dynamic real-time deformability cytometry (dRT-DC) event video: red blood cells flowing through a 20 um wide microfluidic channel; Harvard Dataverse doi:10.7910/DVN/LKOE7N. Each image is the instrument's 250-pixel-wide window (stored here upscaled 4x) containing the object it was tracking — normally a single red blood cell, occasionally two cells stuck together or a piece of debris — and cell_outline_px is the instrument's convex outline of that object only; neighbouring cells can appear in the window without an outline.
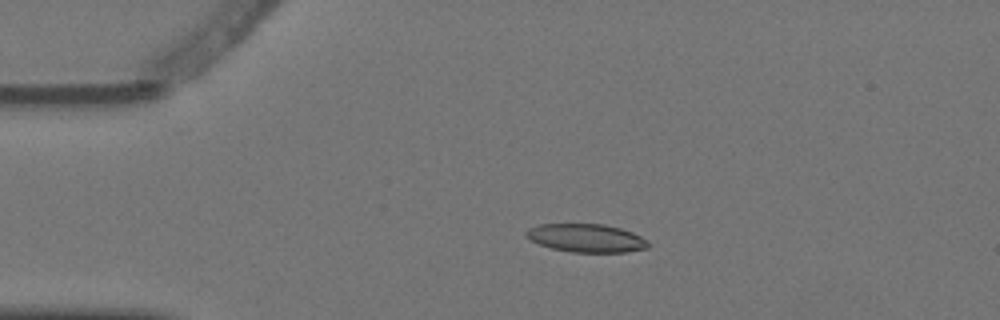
{"species": "Egyptian fruit bat (a non-hibernating species)", "species_latin": "Rousettus aegyptiacus", "temperature_condition": "warm", "stored_images_in_passage": 4, "camera_frame_rate_fps": 3000, "um_per_image_px": 0.085, "animal": {"sex": "female"}, "frame": {"image": 1, "passage_image": 3, "time_ms": 0.667, "image_size_px": [1000, 320], "cell_outline_px": [[648, 248], [624, 252], [572, 252], [552, 248], [540, 244], [524, 236], [524, 232], [528, 228], [540, 224], [604, 224], [620, 228], [632, 232], [648, 240]], "centroid_in_image_um": [49.82, 20.23], "position_along_channel_um": 35.2, "area_um2": 20.06}}